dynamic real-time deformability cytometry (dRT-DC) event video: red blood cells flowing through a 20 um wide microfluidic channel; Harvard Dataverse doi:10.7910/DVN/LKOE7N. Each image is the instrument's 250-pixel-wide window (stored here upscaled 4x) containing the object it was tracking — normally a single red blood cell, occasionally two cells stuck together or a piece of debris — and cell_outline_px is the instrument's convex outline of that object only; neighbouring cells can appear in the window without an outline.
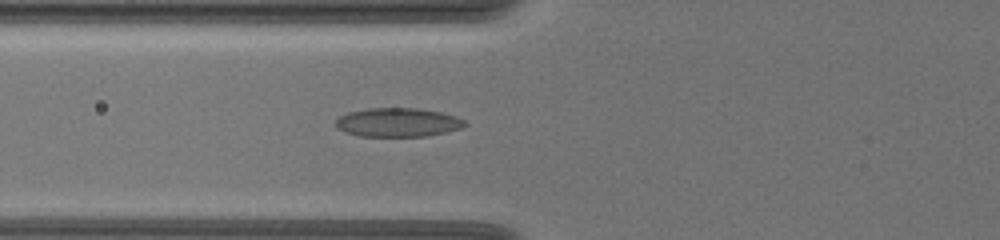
{"species": "common noctule bat (a hibernating species)", "species_latin": "Nyctalus noctula", "temperature_condition": "warm", "stored_images_in_passage": 43, "camera_frame_rate_fps": 3000, "um_per_image_px": 0.085, "animal": {"sex": "female", "body_mass_g": 19.5, "forearm_length_mm": 54.1}, "frame": {"image": 1, "passage_image": 8, "time_ms": 2.333, "image_size_px": [1000, 240], "cell_outline_px": [[468, 124], [460, 128], [428, 136], [360, 136], [344, 132], [336, 128], [336, 120], [340, 116], [348, 112], [368, 108], [416, 108], [440, 112], [456, 116], [464, 120]], "centroid_in_image_um": [33.79, 10.4], "position_along_channel_um": 92.0, "area_um2": 21.68}}
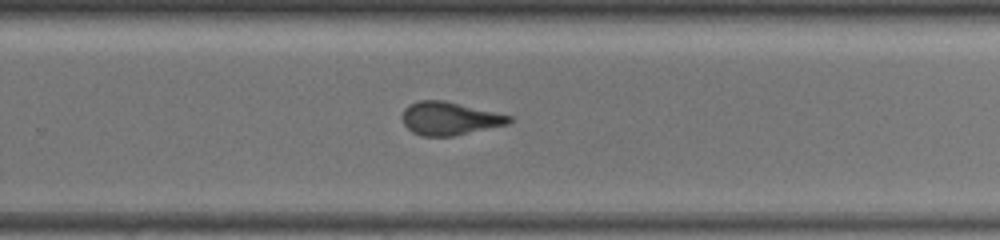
{"frame": {"image": 2, "passage_image": 25, "time_ms": 8.0, "image_size_px": [1000, 240], "cell_outline_px": [[512, 120], [508, 124], [452, 136], [420, 136], [412, 132], [404, 124], [404, 108], [408, 104], [420, 100], [444, 100], [512, 116]], "centroid_in_image_um": [38.2, 10.07], "position_along_channel_um": 291.6, "area_um2": 20.4}}
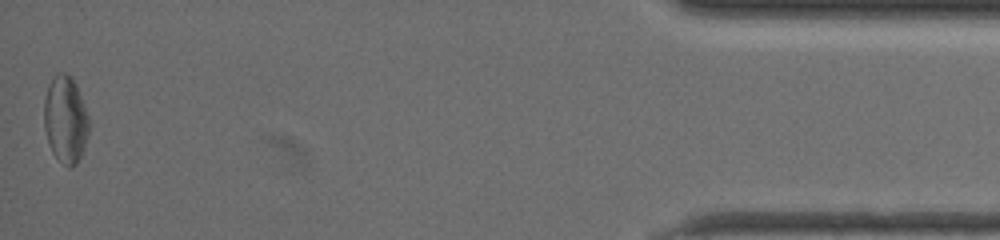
{"frame": {"image": 3, "passage_image": 43, "time_ms": 14.0, "image_size_px": [1000, 240], "cell_outline_px": [[88, 132], [80, 156], [76, 164], [68, 168], [52, 152], [44, 128], [44, 100], [48, 84], [56, 72], [64, 72], [72, 76], [76, 84], [84, 104], [88, 116]], "centroid_in_image_um": [5.54, 10.1], "position_along_channel_um": 429.7, "area_um2": 22.6}, "authors_computed_cell_mechanics": {"area_um2": 21.3282, "velocity_mm_per_s": 3.5225, "shape_relaxation_time_tau1_ms": null, "shape_relaxation_time_tau2_ms": 1.7199, "deformation_change_tau1": null, "deformation_change_tau2": 0.0922}}